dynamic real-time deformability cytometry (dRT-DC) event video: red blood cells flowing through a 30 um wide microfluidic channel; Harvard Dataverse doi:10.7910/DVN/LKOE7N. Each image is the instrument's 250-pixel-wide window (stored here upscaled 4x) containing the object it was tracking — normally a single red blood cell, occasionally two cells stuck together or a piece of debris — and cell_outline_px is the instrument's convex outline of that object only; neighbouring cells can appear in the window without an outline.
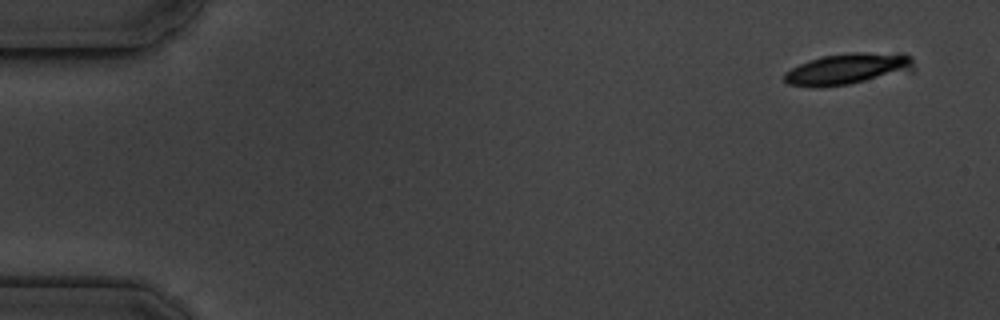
{"species": "common noctule bat (a hibernating species)", "species_latin": "Nyctalus noctula", "temperature_condition": "cold", "stored_images_in_passage": 6, "camera_frame_rate_fps": 3000, "um_per_image_px": 0.085, "animal": {"sex": "male", "body_mass_g": 19.5, "forearm_length_mm": 54.6}, "frame": {"image": 1, "passage_image": 1, "time_ms": 0.0, "image_size_px": [1000, 320], "cell_outline_px": [[916, 68], [912, 72], [848, 84], [820, 88], [816, 88], [788, 84], [784, 80], [784, 72], [808, 60], [824, 56], [852, 52], [900, 52], [912, 56]], "centroid_in_image_um": [72.15, 5.85], "position_along_channel_um": 12.8, "area_um2": 24.22}}
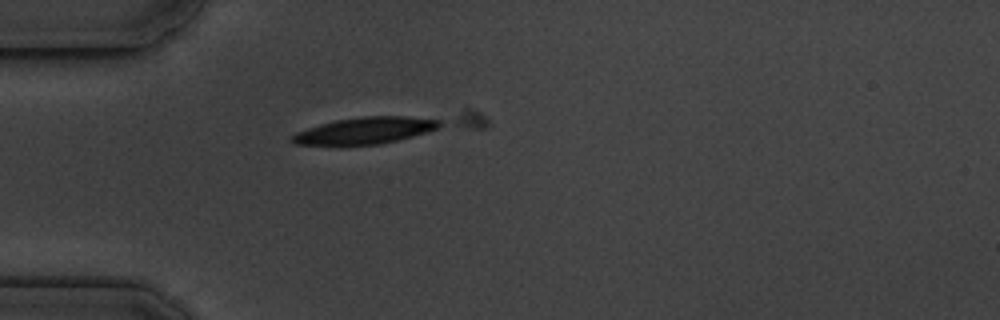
{"frame": {"image": 2, "passage_image": 4, "time_ms": 4.333, "image_size_px": [1000, 320], "cell_outline_px": [[444, 124], [436, 128], [412, 136], [380, 144], [340, 148], [292, 144], [288, 140], [288, 136], [296, 132], [320, 124], [336, 120], [364, 116], [408, 116], [440, 120]], "centroid_in_image_um": [30.85, 11.15], "position_along_channel_um": 54.1, "area_um2": 23.87}}